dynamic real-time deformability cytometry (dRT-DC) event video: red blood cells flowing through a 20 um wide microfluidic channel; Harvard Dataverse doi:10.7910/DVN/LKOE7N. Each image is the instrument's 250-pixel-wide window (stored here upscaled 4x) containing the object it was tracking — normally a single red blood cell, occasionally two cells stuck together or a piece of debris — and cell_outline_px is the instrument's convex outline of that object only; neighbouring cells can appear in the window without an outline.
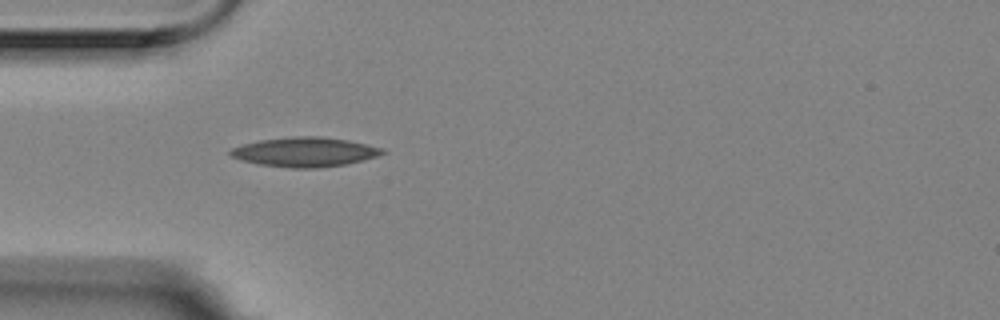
{"species": "Egyptian fruit bat (a non-hibernating species)", "species_latin": "Rousettus aegyptiacus", "temperature_condition": "room temperature", "stored_images_in_passage": 5, "camera_frame_rate_fps": 3000, "um_per_image_px": 0.085, "animal": {"sex": "female"}, "frame": {"image": 1, "passage_image": 5, "time_ms": 1.333, "image_size_px": [1000, 320], "cell_outline_px": [[388, 152], [364, 160], [344, 164], [316, 168], [292, 168], [256, 164], [240, 160], [232, 156], [228, 152], [232, 148], [244, 144], [260, 140], [296, 136], [320, 136], [348, 140], [384, 148]], "centroid_in_image_um": [25.92, 12.92], "position_along_channel_um": 59.1, "area_um2": 26.07}}